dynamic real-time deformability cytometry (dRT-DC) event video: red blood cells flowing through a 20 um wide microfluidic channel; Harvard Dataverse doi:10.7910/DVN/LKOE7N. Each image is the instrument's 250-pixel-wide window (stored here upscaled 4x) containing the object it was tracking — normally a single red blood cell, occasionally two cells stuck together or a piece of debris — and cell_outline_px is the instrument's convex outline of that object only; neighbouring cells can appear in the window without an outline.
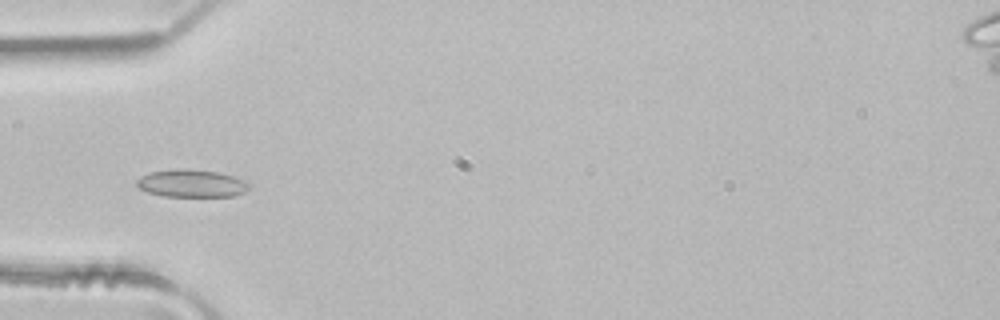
{"species": "common noctule bat (a hibernating species)", "species_latin": "Nyctalus noctula", "temperature_condition": "room temperature", "stored_images_in_passage": 49, "camera_frame_rate_fps": 3000, "um_per_image_px": 0.085, "animal": {"sex": "male", "body_mass_g": 21.5, "forearm_length_mm": 52.0}, "frame": {"image": 1, "passage_image": 15, "time_ms": 4.667, "image_size_px": [1000, 320], "cell_outline_px": [[248, 188], [244, 192], [236, 196], [164, 196], [148, 192], [140, 188], [136, 184], [136, 180], [140, 176], [148, 172], [176, 168], [184, 168], [220, 172], [232, 176], [248, 184]], "centroid_in_image_um": [16.22, 15.57], "position_along_channel_um": 68.8, "area_um2": 18.03}}
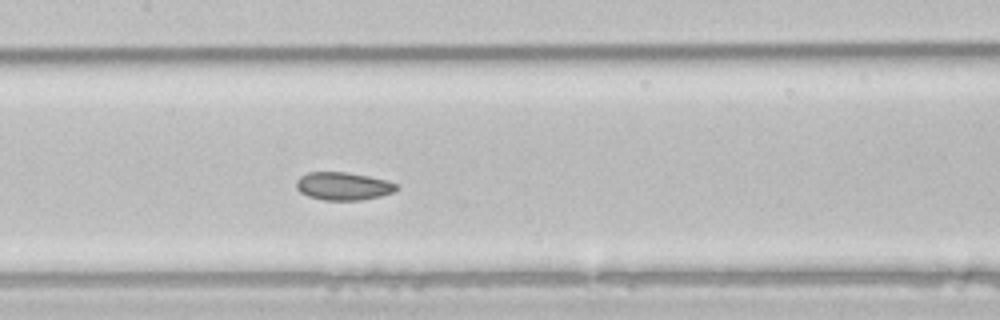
{"frame": {"image": 2, "passage_image": 23, "time_ms": 7.333, "image_size_px": [1000, 320], "cell_outline_px": [[400, 188], [396, 192], [380, 196], [360, 200], [324, 200], [308, 196], [300, 192], [296, 188], [296, 180], [300, 176], [308, 172], [348, 172], [388, 180], [400, 184]], "centroid_in_image_um": [29.22, 15.82], "position_along_channel_um": 178.2, "area_um2": 16.59}}
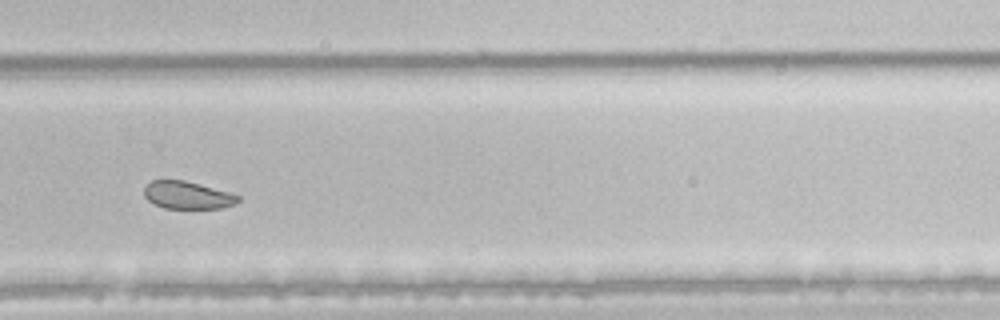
{"frame": {"image": 3, "passage_image": 33, "time_ms": 10.667, "image_size_px": [1000, 320], "cell_outline_px": [[240, 200], [232, 204], [220, 208], [164, 208], [148, 200], [144, 196], [144, 188], [152, 180], [184, 180], [200, 184], [228, 192], [240, 196]], "centroid_in_image_um": [15.91, 16.58], "position_along_channel_um": 313.9, "area_um2": 14.85}, "authors_computed_cell_mechanics": {"area_um2": 18.9584, "velocity_mm_per_s": 4.0895, "shape_relaxation_time_tau1_ms": null, "shape_relaxation_time_tau2_ms": 2.8472, "deformation_change_tau1": null, "deformation_change_tau2": 0.0647}}